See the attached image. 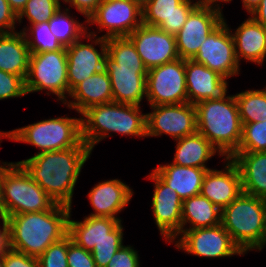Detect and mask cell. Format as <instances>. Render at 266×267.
<instances>
[{
    "mask_svg": "<svg viewBox=\"0 0 266 267\" xmlns=\"http://www.w3.org/2000/svg\"><path fill=\"white\" fill-rule=\"evenodd\" d=\"M91 152L88 146H75L37 153L16 163L24 168L56 204L72 208L75 185Z\"/></svg>",
    "mask_w": 266,
    "mask_h": 267,
    "instance_id": "cell-1",
    "label": "cell"
},
{
    "mask_svg": "<svg viewBox=\"0 0 266 267\" xmlns=\"http://www.w3.org/2000/svg\"><path fill=\"white\" fill-rule=\"evenodd\" d=\"M71 210L55 203L47 211L8 216L10 248L38 258L51 244L68 234Z\"/></svg>",
    "mask_w": 266,
    "mask_h": 267,
    "instance_id": "cell-2",
    "label": "cell"
},
{
    "mask_svg": "<svg viewBox=\"0 0 266 267\" xmlns=\"http://www.w3.org/2000/svg\"><path fill=\"white\" fill-rule=\"evenodd\" d=\"M107 55L104 69L111 81L113 101L141 105L146 97L145 67L136 47L128 36L106 39Z\"/></svg>",
    "mask_w": 266,
    "mask_h": 267,
    "instance_id": "cell-3",
    "label": "cell"
},
{
    "mask_svg": "<svg viewBox=\"0 0 266 267\" xmlns=\"http://www.w3.org/2000/svg\"><path fill=\"white\" fill-rule=\"evenodd\" d=\"M140 108L114 101L89 107L81 114L82 140L93 151L96 144L114 132L145 138L146 114Z\"/></svg>",
    "mask_w": 266,
    "mask_h": 267,
    "instance_id": "cell-4",
    "label": "cell"
},
{
    "mask_svg": "<svg viewBox=\"0 0 266 267\" xmlns=\"http://www.w3.org/2000/svg\"><path fill=\"white\" fill-rule=\"evenodd\" d=\"M197 132L222 155L230 158L242 138V122L234 95L223 100H204L195 105Z\"/></svg>",
    "mask_w": 266,
    "mask_h": 267,
    "instance_id": "cell-5",
    "label": "cell"
},
{
    "mask_svg": "<svg viewBox=\"0 0 266 267\" xmlns=\"http://www.w3.org/2000/svg\"><path fill=\"white\" fill-rule=\"evenodd\" d=\"M221 224L244 254L266 243V199L242 192L222 209Z\"/></svg>",
    "mask_w": 266,
    "mask_h": 267,
    "instance_id": "cell-6",
    "label": "cell"
},
{
    "mask_svg": "<svg viewBox=\"0 0 266 267\" xmlns=\"http://www.w3.org/2000/svg\"><path fill=\"white\" fill-rule=\"evenodd\" d=\"M2 201L6 217L49 210L55 202L16 162L2 161Z\"/></svg>",
    "mask_w": 266,
    "mask_h": 267,
    "instance_id": "cell-7",
    "label": "cell"
},
{
    "mask_svg": "<svg viewBox=\"0 0 266 267\" xmlns=\"http://www.w3.org/2000/svg\"><path fill=\"white\" fill-rule=\"evenodd\" d=\"M9 140L31 144L38 153L87 146L82 140L81 117L50 118L9 131Z\"/></svg>",
    "mask_w": 266,
    "mask_h": 267,
    "instance_id": "cell-8",
    "label": "cell"
},
{
    "mask_svg": "<svg viewBox=\"0 0 266 267\" xmlns=\"http://www.w3.org/2000/svg\"><path fill=\"white\" fill-rule=\"evenodd\" d=\"M25 81L27 94L46 90L64 103L69 96L66 50L30 53Z\"/></svg>",
    "mask_w": 266,
    "mask_h": 267,
    "instance_id": "cell-9",
    "label": "cell"
},
{
    "mask_svg": "<svg viewBox=\"0 0 266 267\" xmlns=\"http://www.w3.org/2000/svg\"><path fill=\"white\" fill-rule=\"evenodd\" d=\"M146 99L150 106L188 102L185 59L179 58L148 70Z\"/></svg>",
    "mask_w": 266,
    "mask_h": 267,
    "instance_id": "cell-10",
    "label": "cell"
},
{
    "mask_svg": "<svg viewBox=\"0 0 266 267\" xmlns=\"http://www.w3.org/2000/svg\"><path fill=\"white\" fill-rule=\"evenodd\" d=\"M178 236L175 238L177 240L172 241V243L175 242L174 246L187 254L213 259L244 255L222 224L193 230H181Z\"/></svg>",
    "mask_w": 266,
    "mask_h": 267,
    "instance_id": "cell-11",
    "label": "cell"
},
{
    "mask_svg": "<svg viewBox=\"0 0 266 267\" xmlns=\"http://www.w3.org/2000/svg\"><path fill=\"white\" fill-rule=\"evenodd\" d=\"M88 25H97L99 33L110 37L129 36L143 24L142 8L130 0H102L96 10L84 21Z\"/></svg>",
    "mask_w": 266,
    "mask_h": 267,
    "instance_id": "cell-12",
    "label": "cell"
},
{
    "mask_svg": "<svg viewBox=\"0 0 266 267\" xmlns=\"http://www.w3.org/2000/svg\"><path fill=\"white\" fill-rule=\"evenodd\" d=\"M146 113V137L169 135L174 140L197 132L195 105L185 102L150 106Z\"/></svg>",
    "mask_w": 266,
    "mask_h": 267,
    "instance_id": "cell-13",
    "label": "cell"
},
{
    "mask_svg": "<svg viewBox=\"0 0 266 267\" xmlns=\"http://www.w3.org/2000/svg\"><path fill=\"white\" fill-rule=\"evenodd\" d=\"M87 29V33L82 38L66 47L69 94L77 84L102 71L105 66L106 39L97 36L95 31L90 32V29ZM82 39H87L91 43H83ZM94 44L100 45L98 46L100 51L95 48Z\"/></svg>",
    "mask_w": 266,
    "mask_h": 267,
    "instance_id": "cell-14",
    "label": "cell"
},
{
    "mask_svg": "<svg viewBox=\"0 0 266 267\" xmlns=\"http://www.w3.org/2000/svg\"><path fill=\"white\" fill-rule=\"evenodd\" d=\"M192 60L204 64L223 78L229 79L240 74L234 40L225 18L203 41Z\"/></svg>",
    "mask_w": 266,
    "mask_h": 267,
    "instance_id": "cell-15",
    "label": "cell"
},
{
    "mask_svg": "<svg viewBox=\"0 0 266 267\" xmlns=\"http://www.w3.org/2000/svg\"><path fill=\"white\" fill-rule=\"evenodd\" d=\"M154 182L152 213L162 238L170 244L181 232L183 200L153 170L147 175Z\"/></svg>",
    "mask_w": 266,
    "mask_h": 267,
    "instance_id": "cell-16",
    "label": "cell"
},
{
    "mask_svg": "<svg viewBox=\"0 0 266 267\" xmlns=\"http://www.w3.org/2000/svg\"><path fill=\"white\" fill-rule=\"evenodd\" d=\"M223 21V14L198 4L190 12L180 31L175 34L179 57L192 59L207 36Z\"/></svg>",
    "mask_w": 266,
    "mask_h": 267,
    "instance_id": "cell-17",
    "label": "cell"
},
{
    "mask_svg": "<svg viewBox=\"0 0 266 267\" xmlns=\"http://www.w3.org/2000/svg\"><path fill=\"white\" fill-rule=\"evenodd\" d=\"M145 67L149 70L179 59L175 35L142 24L129 36Z\"/></svg>",
    "mask_w": 266,
    "mask_h": 267,
    "instance_id": "cell-18",
    "label": "cell"
},
{
    "mask_svg": "<svg viewBox=\"0 0 266 267\" xmlns=\"http://www.w3.org/2000/svg\"><path fill=\"white\" fill-rule=\"evenodd\" d=\"M228 78H223L204 64L185 59V81L188 102L196 105L204 100L228 98Z\"/></svg>",
    "mask_w": 266,
    "mask_h": 267,
    "instance_id": "cell-19",
    "label": "cell"
},
{
    "mask_svg": "<svg viewBox=\"0 0 266 267\" xmlns=\"http://www.w3.org/2000/svg\"><path fill=\"white\" fill-rule=\"evenodd\" d=\"M224 169H209L204 176L200 194L221 210L242 193L240 172L231 158H224Z\"/></svg>",
    "mask_w": 266,
    "mask_h": 267,
    "instance_id": "cell-20",
    "label": "cell"
},
{
    "mask_svg": "<svg viewBox=\"0 0 266 267\" xmlns=\"http://www.w3.org/2000/svg\"><path fill=\"white\" fill-rule=\"evenodd\" d=\"M198 4L194 0H149L142 8L143 24L175 35Z\"/></svg>",
    "mask_w": 266,
    "mask_h": 267,
    "instance_id": "cell-21",
    "label": "cell"
},
{
    "mask_svg": "<svg viewBox=\"0 0 266 267\" xmlns=\"http://www.w3.org/2000/svg\"><path fill=\"white\" fill-rule=\"evenodd\" d=\"M68 218V235L78 246L92 251L95 244L103 239H123V225L121 219L109 217L85 216L83 221Z\"/></svg>",
    "mask_w": 266,
    "mask_h": 267,
    "instance_id": "cell-22",
    "label": "cell"
},
{
    "mask_svg": "<svg viewBox=\"0 0 266 267\" xmlns=\"http://www.w3.org/2000/svg\"><path fill=\"white\" fill-rule=\"evenodd\" d=\"M133 189L120 179L100 181L87 194L94 212L88 216L120 219L117 215L133 197Z\"/></svg>",
    "mask_w": 266,
    "mask_h": 267,
    "instance_id": "cell-23",
    "label": "cell"
},
{
    "mask_svg": "<svg viewBox=\"0 0 266 267\" xmlns=\"http://www.w3.org/2000/svg\"><path fill=\"white\" fill-rule=\"evenodd\" d=\"M69 97L74 100L67 99L63 104L80 115L91 106L113 102L111 81L106 70L103 69L77 84L70 91Z\"/></svg>",
    "mask_w": 266,
    "mask_h": 267,
    "instance_id": "cell-24",
    "label": "cell"
},
{
    "mask_svg": "<svg viewBox=\"0 0 266 267\" xmlns=\"http://www.w3.org/2000/svg\"><path fill=\"white\" fill-rule=\"evenodd\" d=\"M230 31L238 63L244 59L262 66L266 58V28L249 16L234 32L231 28Z\"/></svg>",
    "mask_w": 266,
    "mask_h": 267,
    "instance_id": "cell-25",
    "label": "cell"
},
{
    "mask_svg": "<svg viewBox=\"0 0 266 267\" xmlns=\"http://www.w3.org/2000/svg\"><path fill=\"white\" fill-rule=\"evenodd\" d=\"M230 158L240 172L242 192L266 199V151L235 152Z\"/></svg>",
    "mask_w": 266,
    "mask_h": 267,
    "instance_id": "cell-26",
    "label": "cell"
},
{
    "mask_svg": "<svg viewBox=\"0 0 266 267\" xmlns=\"http://www.w3.org/2000/svg\"><path fill=\"white\" fill-rule=\"evenodd\" d=\"M207 170L209 169L179 166L174 163L160 164L153 169L182 200L200 194Z\"/></svg>",
    "mask_w": 266,
    "mask_h": 267,
    "instance_id": "cell-27",
    "label": "cell"
},
{
    "mask_svg": "<svg viewBox=\"0 0 266 267\" xmlns=\"http://www.w3.org/2000/svg\"><path fill=\"white\" fill-rule=\"evenodd\" d=\"M30 51L22 31L0 33V70L27 78Z\"/></svg>",
    "mask_w": 266,
    "mask_h": 267,
    "instance_id": "cell-28",
    "label": "cell"
},
{
    "mask_svg": "<svg viewBox=\"0 0 266 267\" xmlns=\"http://www.w3.org/2000/svg\"><path fill=\"white\" fill-rule=\"evenodd\" d=\"M177 142L174 159L171 163L179 166L208 168L206 163L220 152L200 133L174 140Z\"/></svg>",
    "mask_w": 266,
    "mask_h": 267,
    "instance_id": "cell-29",
    "label": "cell"
},
{
    "mask_svg": "<svg viewBox=\"0 0 266 267\" xmlns=\"http://www.w3.org/2000/svg\"><path fill=\"white\" fill-rule=\"evenodd\" d=\"M222 210L201 194L183 200L181 230L213 227L221 224ZM189 223V227L185 226Z\"/></svg>",
    "mask_w": 266,
    "mask_h": 267,
    "instance_id": "cell-30",
    "label": "cell"
},
{
    "mask_svg": "<svg viewBox=\"0 0 266 267\" xmlns=\"http://www.w3.org/2000/svg\"><path fill=\"white\" fill-rule=\"evenodd\" d=\"M61 10L60 7L48 22L53 35L64 47H68L87 33L88 26L72 18L70 8Z\"/></svg>",
    "mask_w": 266,
    "mask_h": 267,
    "instance_id": "cell-31",
    "label": "cell"
},
{
    "mask_svg": "<svg viewBox=\"0 0 266 267\" xmlns=\"http://www.w3.org/2000/svg\"><path fill=\"white\" fill-rule=\"evenodd\" d=\"M234 96L242 125L266 120V87L262 90L249 89Z\"/></svg>",
    "mask_w": 266,
    "mask_h": 267,
    "instance_id": "cell-32",
    "label": "cell"
},
{
    "mask_svg": "<svg viewBox=\"0 0 266 267\" xmlns=\"http://www.w3.org/2000/svg\"><path fill=\"white\" fill-rule=\"evenodd\" d=\"M20 31L25 36L30 53L66 50V47L51 32L49 22L24 26Z\"/></svg>",
    "mask_w": 266,
    "mask_h": 267,
    "instance_id": "cell-33",
    "label": "cell"
},
{
    "mask_svg": "<svg viewBox=\"0 0 266 267\" xmlns=\"http://www.w3.org/2000/svg\"><path fill=\"white\" fill-rule=\"evenodd\" d=\"M60 0H28L18 14V23L26 17L30 24L48 22L62 6Z\"/></svg>",
    "mask_w": 266,
    "mask_h": 267,
    "instance_id": "cell-34",
    "label": "cell"
},
{
    "mask_svg": "<svg viewBox=\"0 0 266 267\" xmlns=\"http://www.w3.org/2000/svg\"><path fill=\"white\" fill-rule=\"evenodd\" d=\"M266 151V120L243 124L242 138L236 152Z\"/></svg>",
    "mask_w": 266,
    "mask_h": 267,
    "instance_id": "cell-35",
    "label": "cell"
},
{
    "mask_svg": "<svg viewBox=\"0 0 266 267\" xmlns=\"http://www.w3.org/2000/svg\"><path fill=\"white\" fill-rule=\"evenodd\" d=\"M68 234L51 244L39 257L40 267H68Z\"/></svg>",
    "mask_w": 266,
    "mask_h": 267,
    "instance_id": "cell-36",
    "label": "cell"
},
{
    "mask_svg": "<svg viewBox=\"0 0 266 267\" xmlns=\"http://www.w3.org/2000/svg\"><path fill=\"white\" fill-rule=\"evenodd\" d=\"M26 79L0 70V100L27 95Z\"/></svg>",
    "mask_w": 266,
    "mask_h": 267,
    "instance_id": "cell-37",
    "label": "cell"
},
{
    "mask_svg": "<svg viewBox=\"0 0 266 267\" xmlns=\"http://www.w3.org/2000/svg\"><path fill=\"white\" fill-rule=\"evenodd\" d=\"M123 246V239H103L91 251L96 267H106L113 255Z\"/></svg>",
    "mask_w": 266,
    "mask_h": 267,
    "instance_id": "cell-38",
    "label": "cell"
},
{
    "mask_svg": "<svg viewBox=\"0 0 266 267\" xmlns=\"http://www.w3.org/2000/svg\"><path fill=\"white\" fill-rule=\"evenodd\" d=\"M68 267H96L92 253L76 245L68 235Z\"/></svg>",
    "mask_w": 266,
    "mask_h": 267,
    "instance_id": "cell-39",
    "label": "cell"
},
{
    "mask_svg": "<svg viewBox=\"0 0 266 267\" xmlns=\"http://www.w3.org/2000/svg\"><path fill=\"white\" fill-rule=\"evenodd\" d=\"M139 254L133 246L123 245L110 259L106 267H140Z\"/></svg>",
    "mask_w": 266,
    "mask_h": 267,
    "instance_id": "cell-40",
    "label": "cell"
},
{
    "mask_svg": "<svg viewBox=\"0 0 266 267\" xmlns=\"http://www.w3.org/2000/svg\"><path fill=\"white\" fill-rule=\"evenodd\" d=\"M4 267H40L37 257L9 249L4 254Z\"/></svg>",
    "mask_w": 266,
    "mask_h": 267,
    "instance_id": "cell-41",
    "label": "cell"
},
{
    "mask_svg": "<svg viewBox=\"0 0 266 267\" xmlns=\"http://www.w3.org/2000/svg\"><path fill=\"white\" fill-rule=\"evenodd\" d=\"M18 15L9 6L7 0H0V33L16 32Z\"/></svg>",
    "mask_w": 266,
    "mask_h": 267,
    "instance_id": "cell-42",
    "label": "cell"
},
{
    "mask_svg": "<svg viewBox=\"0 0 266 267\" xmlns=\"http://www.w3.org/2000/svg\"><path fill=\"white\" fill-rule=\"evenodd\" d=\"M101 1L102 0H63V3H68L70 8H75L87 20Z\"/></svg>",
    "mask_w": 266,
    "mask_h": 267,
    "instance_id": "cell-43",
    "label": "cell"
},
{
    "mask_svg": "<svg viewBox=\"0 0 266 267\" xmlns=\"http://www.w3.org/2000/svg\"><path fill=\"white\" fill-rule=\"evenodd\" d=\"M1 221L2 228L0 229V255H4L10 249L7 217L1 218Z\"/></svg>",
    "mask_w": 266,
    "mask_h": 267,
    "instance_id": "cell-44",
    "label": "cell"
},
{
    "mask_svg": "<svg viewBox=\"0 0 266 267\" xmlns=\"http://www.w3.org/2000/svg\"><path fill=\"white\" fill-rule=\"evenodd\" d=\"M254 21L263 25L266 28V0H261V3L249 15Z\"/></svg>",
    "mask_w": 266,
    "mask_h": 267,
    "instance_id": "cell-45",
    "label": "cell"
},
{
    "mask_svg": "<svg viewBox=\"0 0 266 267\" xmlns=\"http://www.w3.org/2000/svg\"><path fill=\"white\" fill-rule=\"evenodd\" d=\"M199 5L208 7L212 10L218 11L219 13L223 14V11L221 9V3L225 2H231L232 0H197Z\"/></svg>",
    "mask_w": 266,
    "mask_h": 267,
    "instance_id": "cell-46",
    "label": "cell"
},
{
    "mask_svg": "<svg viewBox=\"0 0 266 267\" xmlns=\"http://www.w3.org/2000/svg\"><path fill=\"white\" fill-rule=\"evenodd\" d=\"M27 1L28 0H7L9 6L16 12L17 15L25 7Z\"/></svg>",
    "mask_w": 266,
    "mask_h": 267,
    "instance_id": "cell-47",
    "label": "cell"
},
{
    "mask_svg": "<svg viewBox=\"0 0 266 267\" xmlns=\"http://www.w3.org/2000/svg\"><path fill=\"white\" fill-rule=\"evenodd\" d=\"M243 3V8L251 14L252 11L261 3V0H241Z\"/></svg>",
    "mask_w": 266,
    "mask_h": 267,
    "instance_id": "cell-48",
    "label": "cell"
},
{
    "mask_svg": "<svg viewBox=\"0 0 266 267\" xmlns=\"http://www.w3.org/2000/svg\"><path fill=\"white\" fill-rule=\"evenodd\" d=\"M1 176H2V164L0 165V219L6 218V212L2 201Z\"/></svg>",
    "mask_w": 266,
    "mask_h": 267,
    "instance_id": "cell-49",
    "label": "cell"
},
{
    "mask_svg": "<svg viewBox=\"0 0 266 267\" xmlns=\"http://www.w3.org/2000/svg\"><path fill=\"white\" fill-rule=\"evenodd\" d=\"M143 8L149 0H130Z\"/></svg>",
    "mask_w": 266,
    "mask_h": 267,
    "instance_id": "cell-50",
    "label": "cell"
},
{
    "mask_svg": "<svg viewBox=\"0 0 266 267\" xmlns=\"http://www.w3.org/2000/svg\"><path fill=\"white\" fill-rule=\"evenodd\" d=\"M2 138H10V136H9V131H7V132H3V131H0V143L2 142Z\"/></svg>",
    "mask_w": 266,
    "mask_h": 267,
    "instance_id": "cell-51",
    "label": "cell"
},
{
    "mask_svg": "<svg viewBox=\"0 0 266 267\" xmlns=\"http://www.w3.org/2000/svg\"><path fill=\"white\" fill-rule=\"evenodd\" d=\"M0 267H4V255H0Z\"/></svg>",
    "mask_w": 266,
    "mask_h": 267,
    "instance_id": "cell-52",
    "label": "cell"
}]
</instances>
